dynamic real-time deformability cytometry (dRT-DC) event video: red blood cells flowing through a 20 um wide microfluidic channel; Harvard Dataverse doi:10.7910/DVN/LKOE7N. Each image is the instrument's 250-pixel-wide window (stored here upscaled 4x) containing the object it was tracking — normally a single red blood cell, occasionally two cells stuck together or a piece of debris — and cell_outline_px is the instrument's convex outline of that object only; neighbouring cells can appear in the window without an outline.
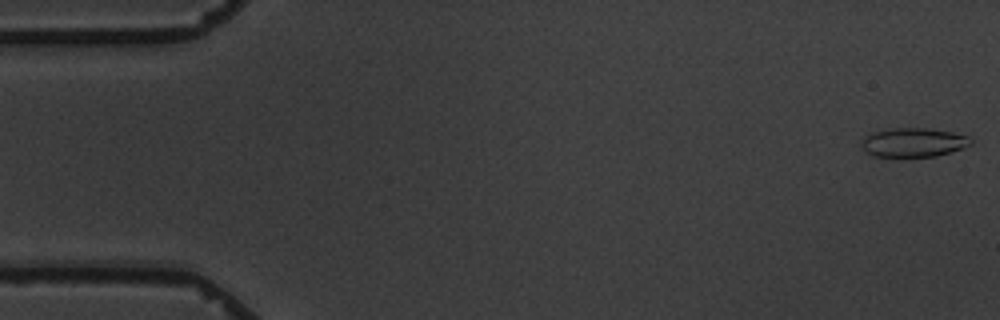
{"species": "common noctule bat (a hibernating species)", "species_latin": "Nyctalus noctula", "temperature_condition": "warm", "stored_images_in_passage": 5, "camera_frame_rate_fps": 3000, "um_per_image_px": 0.085, "animal": {"sex": "male", "body_mass_g": 19.5, "forearm_length_mm": 54.6}, "frame": {"image": 1, "passage_image": 1, "time_ms": 0.0, "image_size_px": [1000, 320], "cell_outline_px": [[972, 144], [936, 156], [872, 156], [860, 144], [860, 140], [868, 132], [888, 128], [924, 128], [952, 132], [968, 136], [972, 140]], "centroid_in_image_um": [77.57, 12.08], "position_along_channel_um": 7.4, "area_um2": 18.44}}